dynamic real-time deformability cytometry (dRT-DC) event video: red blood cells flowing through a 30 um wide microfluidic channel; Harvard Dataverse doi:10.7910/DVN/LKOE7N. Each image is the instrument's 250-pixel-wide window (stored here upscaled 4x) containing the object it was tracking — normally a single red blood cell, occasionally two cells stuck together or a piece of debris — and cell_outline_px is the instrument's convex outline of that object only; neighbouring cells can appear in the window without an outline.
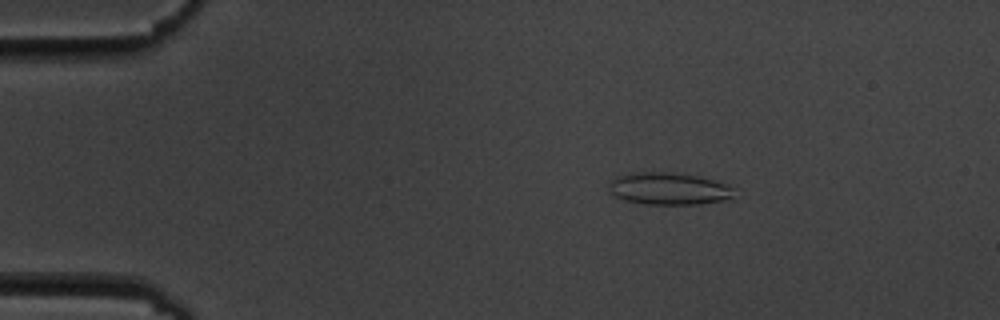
{"species": "common noctule bat (a hibernating species)", "species_latin": "Nyctalus noctula", "temperature_condition": "cold", "stored_images_in_passage": 5, "camera_frame_rate_fps": 3000, "um_per_image_px": 0.085, "animal": {"sex": "male", "body_mass_g": 19.5, "forearm_length_mm": 54.6}, "frame": {"image": 1, "passage_image": 3, "time_ms": 2.333, "image_size_px": [1000, 320], "cell_outline_px": [[732, 196], [724, 200], [700, 204], [644, 204], [624, 200], [608, 192], [608, 184], [616, 176], [624, 172], [668, 172], [696, 176], [728, 184], [732, 188]], "centroid_in_image_um": [56.75, 16.03], "position_along_channel_um": 28.2, "area_um2": 23.52}}